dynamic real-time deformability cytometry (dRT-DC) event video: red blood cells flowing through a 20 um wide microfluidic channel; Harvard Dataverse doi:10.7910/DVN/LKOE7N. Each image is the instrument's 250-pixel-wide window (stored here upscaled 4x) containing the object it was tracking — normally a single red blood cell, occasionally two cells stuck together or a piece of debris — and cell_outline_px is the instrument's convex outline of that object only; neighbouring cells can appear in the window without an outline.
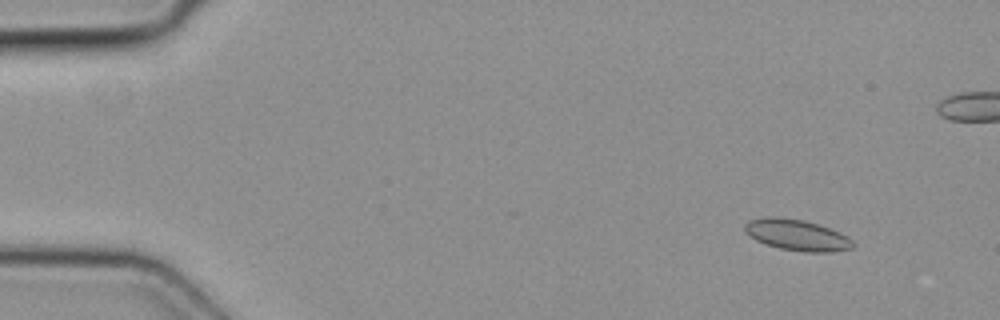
{"species": "common noctule bat (a hibernating species)", "species_latin": "Nyctalus noctula", "temperature_condition": "cold", "stored_images_in_passage": 6, "camera_frame_rate_fps": 3000, "um_per_image_px": 0.085, "animal": {"sex": "female", "body_mass_g": 19.3, "forearm_length_mm": 54.1}, "frame": {"image": 1, "passage_image": 2, "time_ms": 0.333, "image_size_px": [1000, 320], "cell_outline_px": [[856, 244], [852, 248], [832, 252], [804, 252], [780, 248], [764, 244], [756, 240], [744, 232], [744, 224], [748, 220], [768, 216], [776, 216], [804, 220], [840, 232], [848, 236]], "centroid_in_image_um": [67.72, 19.97], "position_along_channel_um": 17.3, "area_um2": 19.77}}
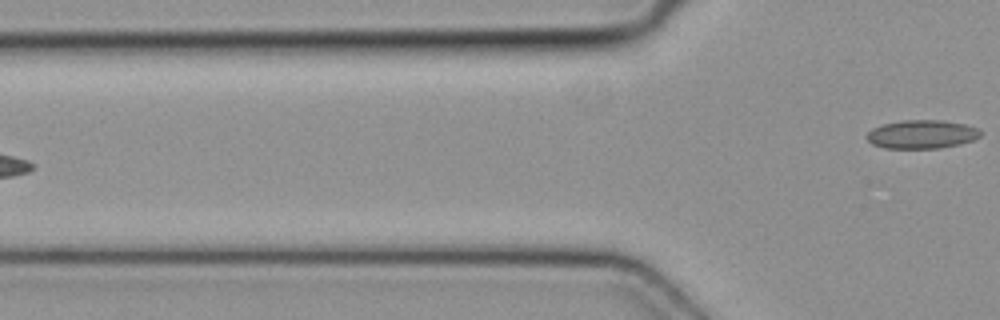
{"frame": {"image": 2, "passage_image": 6, "time_ms": 1.667, "image_size_px": [1000, 320], "cell_outline_px": [[984, 132], [980, 136], [972, 140], [960, 144], [940, 148], [884, 148], [872, 144], [868, 140], [868, 132], [872, 128], [884, 124], [900, 120], [944, 120], [964, 124], [976, 128]], "centroid_in_image_um": [78.37, 11.41], "position_along_channel_um": 47.4, "area_um2": 18.9}}